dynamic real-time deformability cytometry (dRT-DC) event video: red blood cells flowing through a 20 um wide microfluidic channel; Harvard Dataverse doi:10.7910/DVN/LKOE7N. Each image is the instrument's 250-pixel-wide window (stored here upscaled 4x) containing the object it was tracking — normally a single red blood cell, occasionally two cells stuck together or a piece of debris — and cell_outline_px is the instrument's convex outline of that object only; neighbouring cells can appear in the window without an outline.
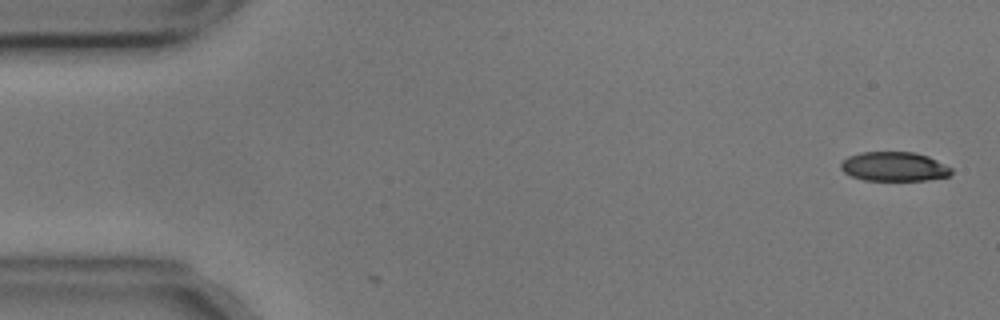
{"species": "common noctule bat (a hibernating species)", "species_latin": "Nyctalus noctula", "temperature_condition": "cold", "stored_images_in_passage": 2, "camera_frame_rate_fps": 3000, "um_per_image_px": 0.085, "animal": {"sex": "male", "body_mass_g": 17.9, "forearm_length_mm": 54.2}, "frame": {"image": 1, "passage_image": 2, "time_ms": 0.333, "image_size_px": [1000, 320], "cell_outline_px": [[952, 172], [948, 176], [924, 180], [864, 180], [852, 176], [844, 172], [840, 168], [840, 164], [848, 156], [860, 152], [916, 152], [928, 156], [952, 168]], "centroid_in_image_um": [75.99, 14.15], "position_along_channel_um": 9.0, "area_um2": 18.79}}